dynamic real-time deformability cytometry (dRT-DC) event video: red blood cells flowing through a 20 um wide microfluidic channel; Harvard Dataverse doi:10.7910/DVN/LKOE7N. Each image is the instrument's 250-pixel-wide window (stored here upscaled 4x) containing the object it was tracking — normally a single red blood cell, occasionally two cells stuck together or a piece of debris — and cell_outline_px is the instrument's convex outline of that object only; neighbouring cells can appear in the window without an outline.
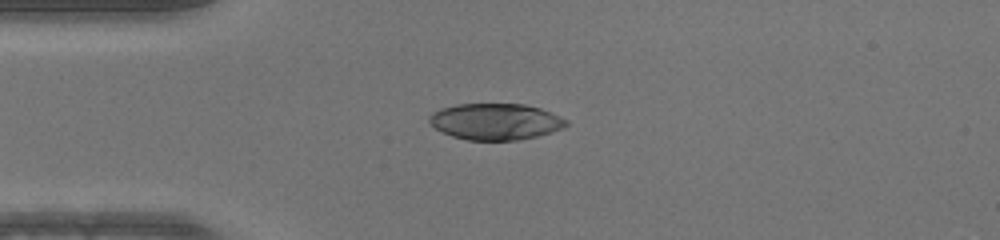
{"species": "human", "species_latin": "Homo sapiens", "temperature_condition": "warm", "stored_images_in_passage": 2, "camera_frame_rate_fps": 3000, "um_per_image_px": 0.085, "donor": {"sex": "male"}, "frame": {"image": 1, "passage_image": 1, "time_ms": 0.0, "image_size_px": [1000, 240], "cell_outline_px": [[568, 124], [564, 128], [552, 132], [536, 136], [516, 140], [468, 140], [452, 136], [436, 128], [428, 120], [428, 116], [432, 112], [440, 108], [456, 104], [524, 104], [540, 108], [568, 120]], "centroid_in_image_um": [42.11, 10.33], "position_along_channel_um": 42.9, "area_um2": 28.96}}